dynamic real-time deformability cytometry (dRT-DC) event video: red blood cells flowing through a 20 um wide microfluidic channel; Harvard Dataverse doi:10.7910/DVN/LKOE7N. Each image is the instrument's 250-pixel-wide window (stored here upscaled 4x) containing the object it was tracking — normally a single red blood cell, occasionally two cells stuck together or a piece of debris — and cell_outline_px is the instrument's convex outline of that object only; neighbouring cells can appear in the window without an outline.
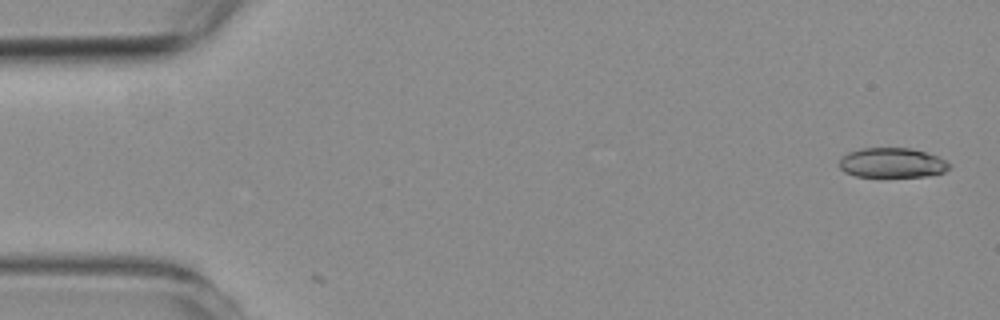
{"species": "common noctule bat (a hibernating species)", "species_latin": "Nyctalus noctula", "temperature_condition": "room temperature", "stored_images_in_passage": 2, "camera_frame_rate_fps": 3000, "um_per_image_px": 0.085, "animal": {"sex": "female", "body_mass_g": 19.3, "forearm_length_mm": 54.1}, "frame": {"image": 1, "passage_image": 2, "time_ms": 0.333, "image_size_px": [1000, 320], "cell_outline_px": [[952, 168], [944, 172], [924, 176], [856, 176], [844, 172], [840, 168], [840, 160], [848, 152], [860, 148], [912, 148], [936, 156], [952, 164]], "centroid_in_image_um": [75.84, 13.83], "position_along_channel_um": 9.2, "area_um2": 18.96}}